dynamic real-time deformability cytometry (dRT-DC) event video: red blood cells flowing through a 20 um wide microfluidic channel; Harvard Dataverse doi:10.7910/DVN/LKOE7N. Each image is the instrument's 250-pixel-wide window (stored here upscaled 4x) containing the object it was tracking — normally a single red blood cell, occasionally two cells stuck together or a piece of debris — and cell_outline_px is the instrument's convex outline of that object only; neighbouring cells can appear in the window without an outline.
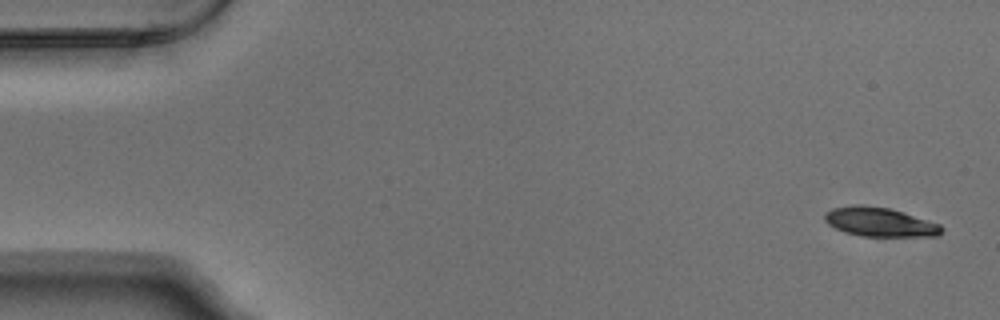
{"species": "Egyptian fruit bat (a non-hibernating species)", "species_latin": "Rousettus aegyptiacus", "temperature_condition": "warm", "stored_images_in_passage": 8, "camera_frame_rate_fps": 3000, "um_per_image_px": 0.085, "animal": {"sex": "male"}, "frame": {"image": 1, "passage_image": 1, "time_ms": 0.0, "image_size_px": [1000, 320], "cell_outline_px": [[944, 228], [940, 236], [860, 236], [844, 232], [828, 224], [824, 220], [824, 212], [832, 208], [852, 204], [864, 204], [888, 208], [940, 224]], "centroid_in_image_um": [74.74, 18.86], "position_along_channel_um": 10.3, "area_um2": 19.94}}
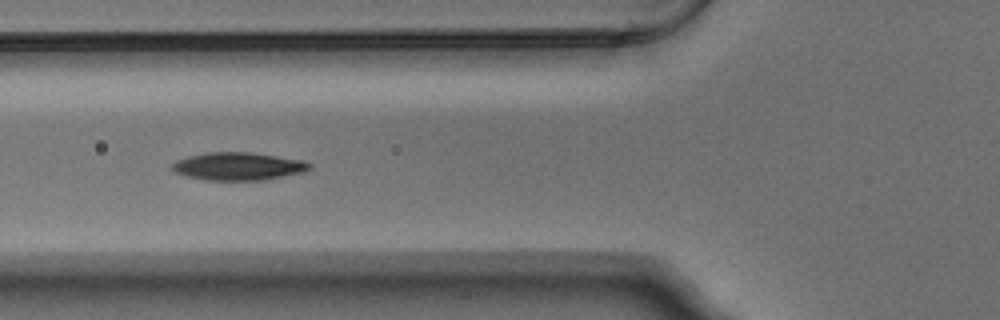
{"frame": {"image": 2, "passage_image": 6, "time_ms": 1.667, "image_size_px": [1000, 320], "cell_outline_px": [[312, 168], [304, 172], [264, 180], [204, 180], [188, 176], [176, 172], [172, 168], [172, 164], [176, 160], [188, 156], [204, 152], [252, 152], [304, 160], [312, 164]], "centroid_in_image_um": [20.29, 14.12], "position_along_channel_um": 105.5, "area_um2": 22.43}}
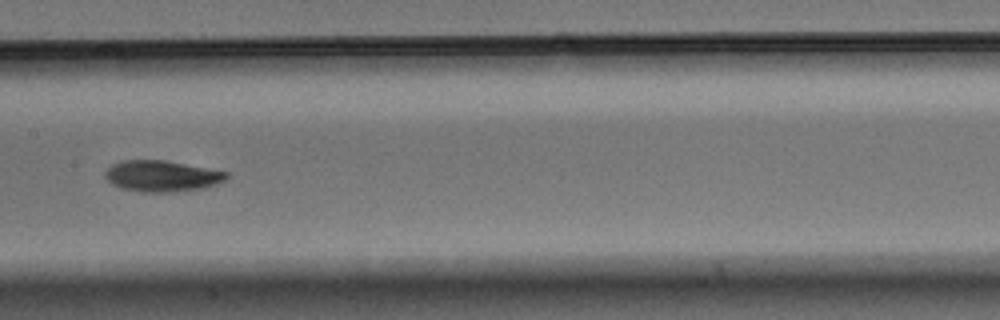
{"frame": {"image": 3, "passage_image": 8, "time_ms": 2.333, "image_size_px": [1000, 320], "cell_outline_px": [[228, 176], [224, 180], [216, 184], [204, 188], [168, 192], [140, 192], [120, 188], [112, 184], [104, 176], [104, 172], [112, 164], [120, 160], [164, 160], [228, 172]], "centroid_in_image_um": [13.71, 14.96], "position_along_channel_um": 193.7, "area_um2": 21.96}}